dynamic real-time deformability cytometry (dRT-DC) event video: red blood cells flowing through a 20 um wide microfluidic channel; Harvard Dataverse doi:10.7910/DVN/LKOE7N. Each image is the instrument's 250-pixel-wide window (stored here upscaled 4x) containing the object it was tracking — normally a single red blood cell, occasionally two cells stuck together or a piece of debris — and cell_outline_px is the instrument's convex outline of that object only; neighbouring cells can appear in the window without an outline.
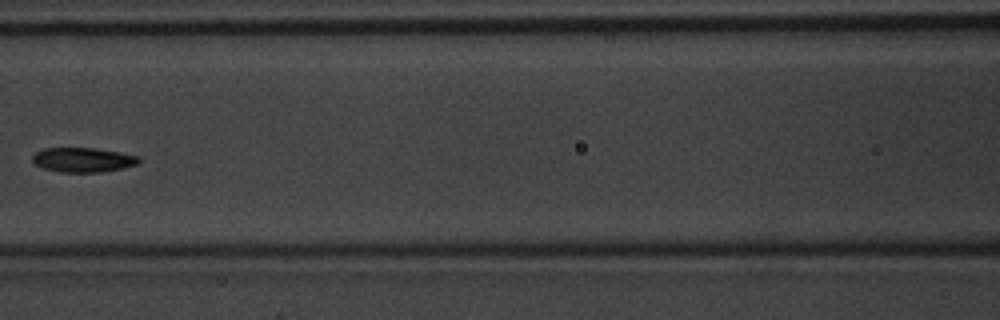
{"species": "common noctule bat (a hibernating species)", "species_latin": "Nyctalus noctula", "temperature_condition": "warm", "stored_images_in_passage": 6, "camera_frame_rate_fps": 3000, "um_per_image_px": 0.085, "animal": {"sex": "male", "body_mass_g": 20.1, "forearm_length_mm": 53.5}, "frame": {"image": 1, "passage_image": 6, "time_ms": 1.667, "image_size_px": [1000, 320], "cell_outline_px": [[140, 160], [136, 164], [120, 168], [100, 172], [60, 172], [44, 168], [36, 164], [32, 160], [32, 156], [36, 152], [44, 148], [92, 148], [140, 156]], "centroid_in_image_um": [7.02, 13.58], "position_along_channel_um": 159.6, "area_um2": 14.91}}